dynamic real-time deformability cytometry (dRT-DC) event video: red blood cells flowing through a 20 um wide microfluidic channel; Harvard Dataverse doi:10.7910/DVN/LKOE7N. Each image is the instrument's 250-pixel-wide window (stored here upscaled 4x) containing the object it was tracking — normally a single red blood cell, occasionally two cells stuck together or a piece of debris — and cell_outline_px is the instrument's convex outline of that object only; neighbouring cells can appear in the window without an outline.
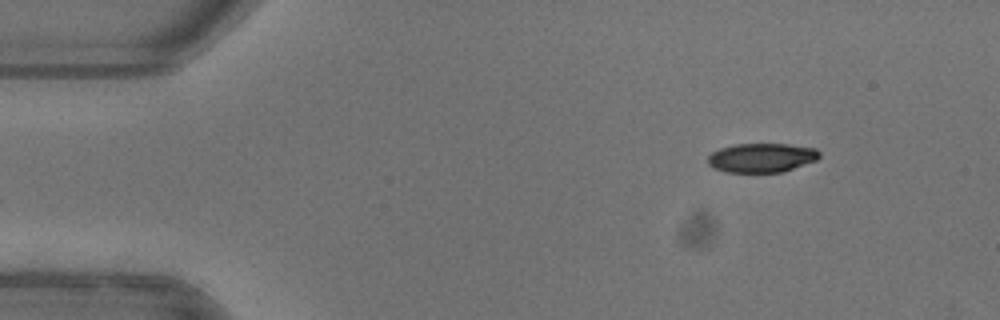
{"species": "common noctule bat (a hibernating species)", "species_latin": "Nyctalus noctula", "temperature_condition": "warm", "stored_images_in_passage": 46, "camera_frame_rate_fps": 3000, "um_per_image_px": 0.085, "animal": {"sex": "female"}, "frame": {"image": 1, "passage_image": 1, "time_ms": 0.0, "image_size_px": [1000, 320], "cell_outline_px": [[820, 156], [816, 160], [784, 172], [724, 172], [708, 164], [708, 156], [712, 152], [720, 148], [736, 144], [788, 144], [816, 148], [820, 152]], "centroid_in_image_um": [64.76, 13.4], "position_along_channel_um": 20.2, "area_um2": 18.96}}
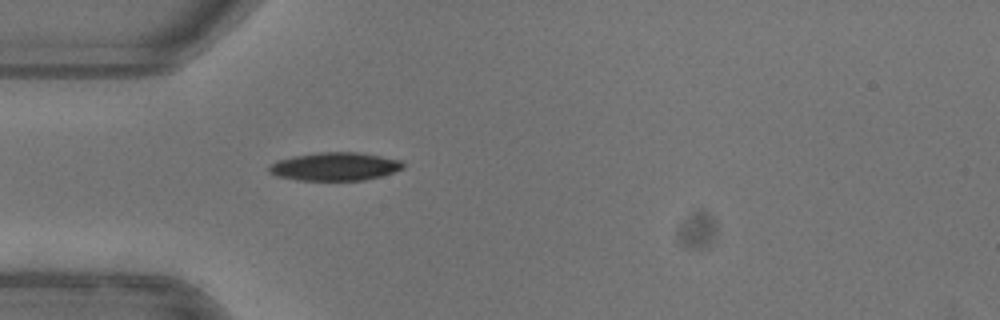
{"frame": {"image": 2, "passage_image": 10, "time_ms": 3.0, "image_size_px": [1000, 320], "cell_outline_px": [[404, 168], [380, 176], [364, 180], [296, 180], [276, 176], [268, 172], [268, 164], [276, 160], [292, 156], [320, 152], [356, 152], [404, 160]], "centroid_in_image_um": [28.42, 14.15], "position_along_channel_um": 56.6, "area_um2": 22.2}}
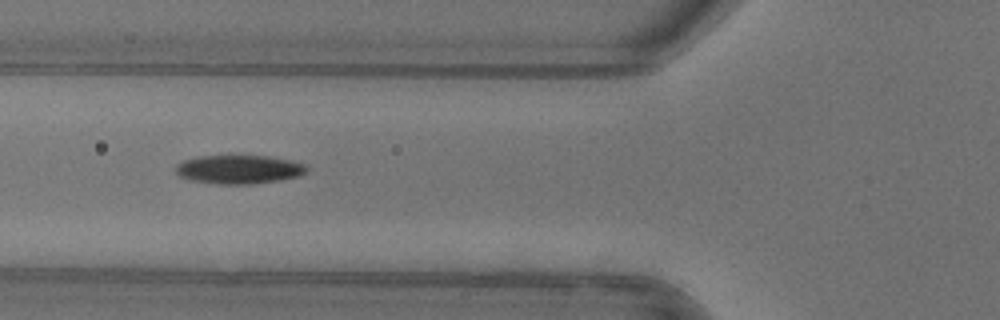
{"frame": {"image": 3, "passage_image": 14, "time_ms": 4.333, "image_size_px": [1000, 320], "cell_outline_px": [[308, 168], [300, 176], [280, 180], [252, 184], [220, 184], [188, 180], [180, 176], [176, 172], [176, 164], [184, 160], [196, 156], [268, 156], [288, 160], [304, 164]], "centroid_in_image_um": [20.28, 14.4], "position_along_channel_um": 105.5, "area_um2": 21.85}, "authors_computed_cell_mechanics": {"area_um2": 21.5016, "velocity_mm_per_s": 3.9816, "shape_relaxation_time_tau1_ms": 5.2909, "shape_relaxation_time_tau2_ms": null, "deformation_change_tau1": 0.1757, "deformation_change_tau2": null}}